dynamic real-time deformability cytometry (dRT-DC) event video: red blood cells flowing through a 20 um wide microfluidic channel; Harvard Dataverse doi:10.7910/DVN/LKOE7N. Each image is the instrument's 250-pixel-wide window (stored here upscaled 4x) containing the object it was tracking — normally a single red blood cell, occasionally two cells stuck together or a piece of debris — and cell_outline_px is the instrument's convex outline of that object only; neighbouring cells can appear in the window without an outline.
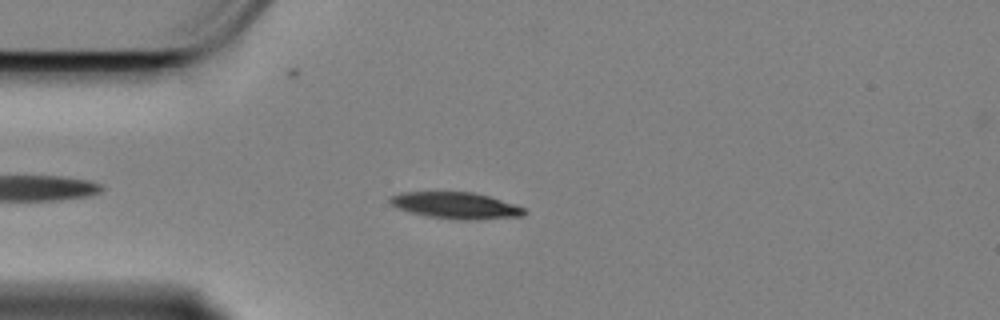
{"species": "Egyptian fruit bat (a non-hibernating species)", "species_latin": "Rousettus aegyptiacus", "temperature_condition": "cold", "stored_images_in_passage": 51, "camera_frame_rate_fps": 3000, "um_per_image_px": 0.085, "animal": {"sex": "female"}, "frame": {"image": 1, "passage_image": 7, "time_ms": 2.0, "image_size_px": [1000, 320], "cell_outline_px": [[528, 212], [520, 216], [476, 220], [460, 220], [428, 216], [396, 208], [388, 204], [388, 196], [400, 192], [472, 192], [488, 196], [516, 204], [524, 208]], "centroid_in_image_um": [38.7, 17.46], "position_along_channel_um": 46.3, "area_um2": 20.87}}
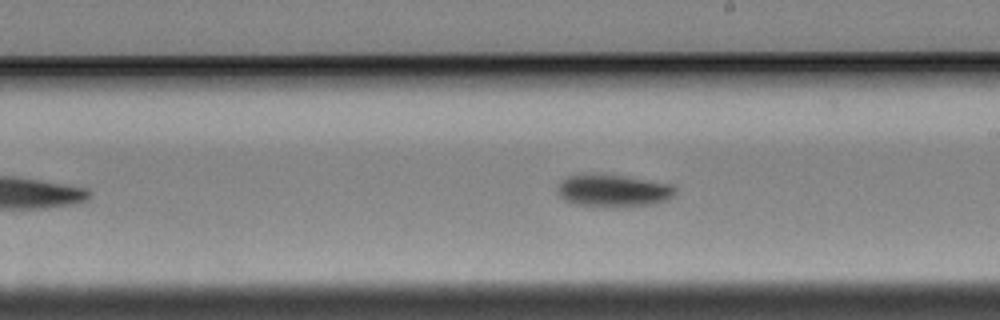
{"frame": {"image": 2, "passage_image": 25, "time_ms": 8.0, "image_size_px": [1000, 320], "cell_outline_px": [[676, 192], [668, 200], [652, 204], [608, 208], [600, 208], [572, 204], [564, 200], [556, 192], [556, 188], [560, 180], [568, 176], [624, 176], [672, 184], [676, 188]], "centroid_in_image_um": [52.11, 16.26], "position_along_channel_um": 236.9, "area_um2": 22.25}}
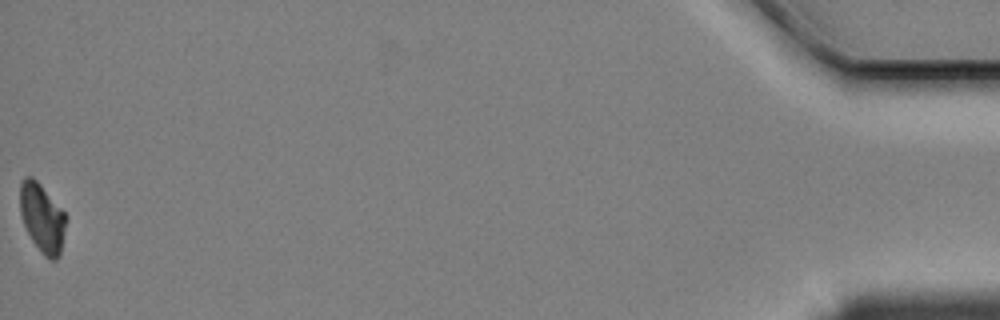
{"frame": {"image": 3, "passage_image": 51, "time_ms": 16.667, "image_size_px": [1000, 320], "cell_outline_px": [[68, 216], [60, 256], [56, 260], [48, 260], [44, 256], [32, 240], [24, 224], [20, 212], [20, 180], [24, 176], [32, 176], [40, 184]], "centroid_in_image_um": [3.6, 18.53], "position_along_channel_um": 431.6, "area_um2": 18.61}, "authors_computed_cell_mechanics": {"area_um2": 21.0392, "velocity_mm_per_s": 3.3886, "shape_relaxation_time_tau1_ms": 2.2144, "shape_relaxation_time_tau2_ms": null, "deformation_change_tau1": 0.1201, "deformation_change_tau2": null}}